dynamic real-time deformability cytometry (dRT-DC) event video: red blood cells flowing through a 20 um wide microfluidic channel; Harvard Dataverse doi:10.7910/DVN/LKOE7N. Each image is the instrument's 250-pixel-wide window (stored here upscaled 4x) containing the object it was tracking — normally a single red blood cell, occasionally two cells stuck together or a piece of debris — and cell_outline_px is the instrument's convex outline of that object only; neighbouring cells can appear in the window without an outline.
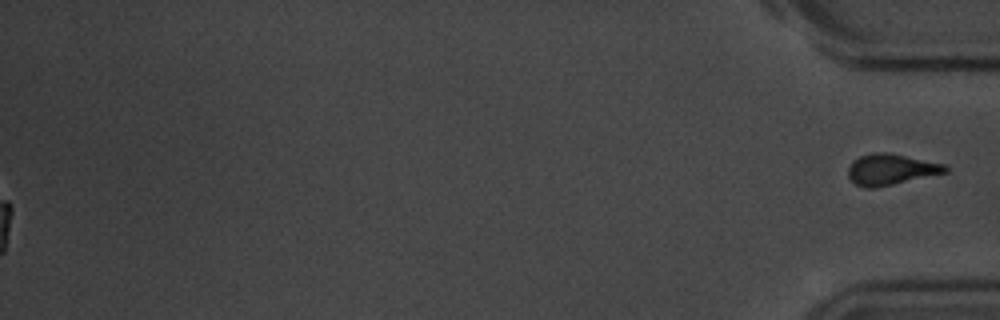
{"species": "common noctule bat (a hibernating species)", "species_latin": "Nyctalus noctula", "temperature_condition": "room temperature", "stored_images_in_passage": 57, "segment_of_instrument_passage": [2, 2], "camera_frame_rate_fps": 3000, "um_per_image_px": 0.085, "animal": {"sex": "male", "body_mass_g": 20.1, "forearm_length_mm": 53.5}, "frame": {"image": 1, "passage_image": 57, "time_ms": 18.667, "image_size_px": [1000, 320], "cell_outline_px": [[948, 172], [876, 188], [864, 188], [856, 184], [848, 176], [848, 168], [852, 160], [860, 156], [872, 152], [888, 152], [948, 164]], "centroid_in_image_um": [75.74, 14.39], "position_along_channel_um": 359.5, "area_um2": 17.8}}